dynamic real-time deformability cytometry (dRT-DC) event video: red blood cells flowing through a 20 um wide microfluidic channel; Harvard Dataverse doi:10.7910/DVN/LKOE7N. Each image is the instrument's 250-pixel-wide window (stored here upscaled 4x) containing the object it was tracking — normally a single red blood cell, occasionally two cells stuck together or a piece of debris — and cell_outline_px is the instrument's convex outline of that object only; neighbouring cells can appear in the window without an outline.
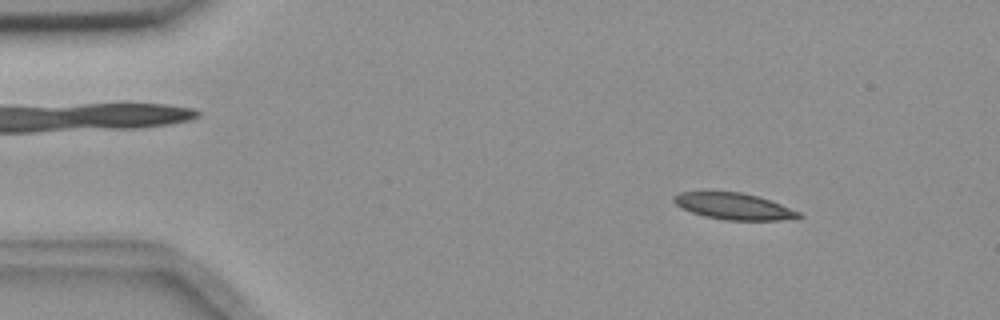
{"species": "common noctule bat (a hibernating species)", "species_latin": "Nyctalus noctula", "temperature_condition": "room temperature", "stored_images_in_passage": 53, "camera_frame_rate_fps": 3000, "um_per_image_px": 0.085, "animal": {"sex": "female", "body_mass_g": 18.4}, "frame": {"image": 1, "passage_image": 5, "time_ms": 1.333, "image_size_px": [1000, 320], "cell_outline_px": [[804, 216], [800, 220], [724, 220], [704, 216], [680, 208], [672, 200], [672, 196], [680, 192], [704, 188], [740, 192], [756, 196], [780, 204], [800, 212]], "centroid_in_image_um": [62.31, 17.5], "position_along_channel_um": 22.7, "area_um2": 20.23}}
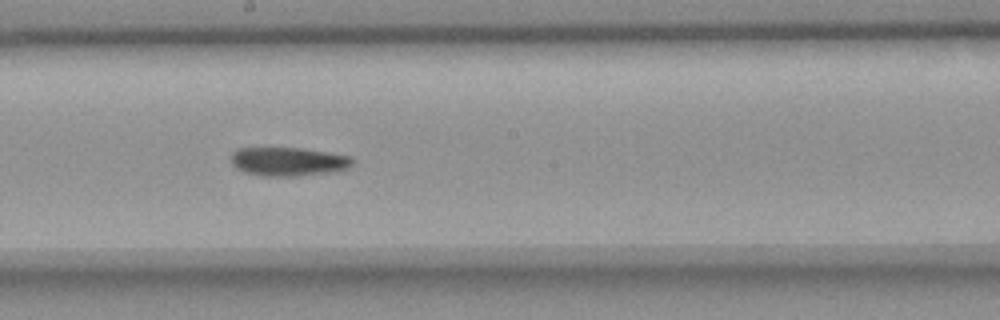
{"frame": {"image": 2, "passage_image": 28, "time_ms": 9.0, "image_size_px": [1000, 320], "cell_outline_px": [[356, 160], [348, 168], [336, 172], [296, 176], [264, 176], [244, 172], [236, 168], [232, 164], [232, 152], [236, 148], [300, 148], [328, 152], [352, 156]], "centroid_in_image_um": [24.55, 13.73], "position_along_channel_um": 223.7, "area_um2": 20.58}}
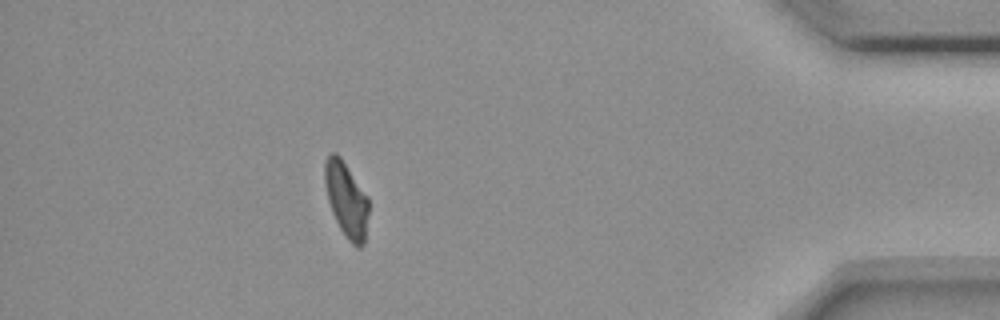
{"frame": {"image": 3, "passage_image": 47, "time_ms": 15.333, "image_size_px": [1000, 320], "cell_outline_px": [[368, 212], [364, 244], [360, 248], [356, 248], [344, 236], [332, 212], [328, 200], [324, 184], [324, 164], [328, 156], [332, 152], [336, 152], [340, 156], [368, 196]], "centroid_in_image_um": [29.43, 16.97], "position_along_channel_um": 405.8, "area_um2": 19.25}}